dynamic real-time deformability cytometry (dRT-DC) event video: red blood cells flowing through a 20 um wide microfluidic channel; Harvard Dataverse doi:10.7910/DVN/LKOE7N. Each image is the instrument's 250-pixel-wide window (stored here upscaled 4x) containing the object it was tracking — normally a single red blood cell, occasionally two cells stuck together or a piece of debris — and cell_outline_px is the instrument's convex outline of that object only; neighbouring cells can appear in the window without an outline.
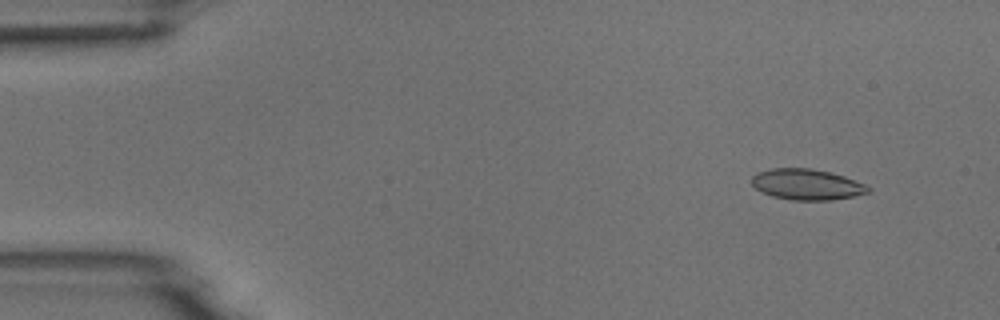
{"species": "common noctule bat (a hibernating species)", "species_latin": "Nyctalus noctula", "temperature_condition": "room temperature", "stored_images_in_passage": 3, "camera_frame_rate_fps": 3000, "um_per_image_px": 0.085, "animal": {"sex": "male", "body_mass_g": 18.8}, "frame": {"image": 1, "passage_image": 1, "time_ms": 0.0, "image_size_px": [1000, 320], "cell_outline_px": [[872, 188], [868, 192], [852, 196], [832, 200], [792, 200], [772, 196], [760, 192], [752, 184], [752, 176], [756, 172], [768, 168], [808, 168], [828, 172], [844, 176], [864, 184]], "centroid_in_image_um": [68.53, 15.67], "position_along_channel_um": 16.5, "area_um2": 20.87}}
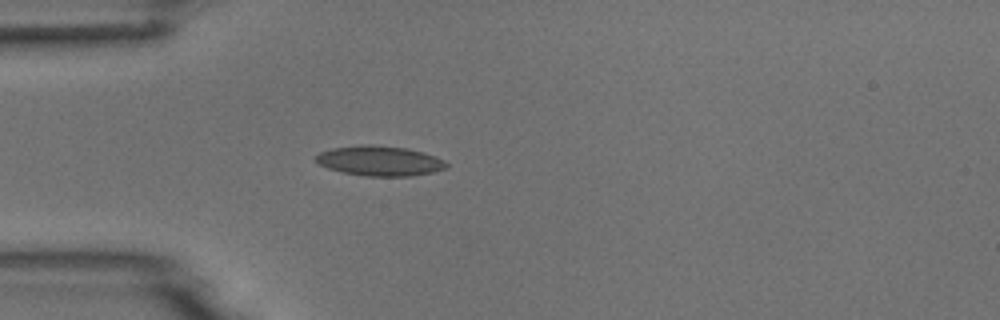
{"frame": {"image": 2, "passage_image": 3, "time_ms": 3.333, "image_size_px": [1000, 320], "cell_outline_px": [[448, 168], [432, 172], [412, 176], [364, 176], [344, 172], [328, 168], [312, 160], [320, 152], [332, 148], [360, 144], [372, 144], [408, 148], [424, 152], [444, 160], [448, 164]], "centroid_in_image_um": [32.28, 13.66], "position_along_channel_um": 52.7, "area_um2": 23.0}}